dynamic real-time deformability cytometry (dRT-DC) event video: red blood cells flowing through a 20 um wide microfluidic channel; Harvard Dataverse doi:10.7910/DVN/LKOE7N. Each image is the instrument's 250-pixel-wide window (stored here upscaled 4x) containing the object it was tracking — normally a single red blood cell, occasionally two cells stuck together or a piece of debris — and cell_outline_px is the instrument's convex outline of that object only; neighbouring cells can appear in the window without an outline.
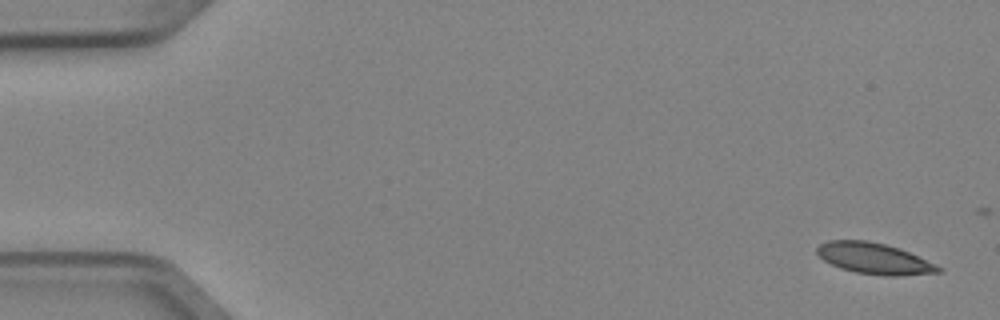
{"species": "Egyptian fruit bat (a non-hibernating species)", "species_latin": "Rousettus aegyptiacus", "temperature_condition": "cold", "stored_images_in_passage": 9, "camera_frame_rate_fps": 3000, "um_per_image_px": 0.085, "animal": {"sex": "female"}, "frame": {"image": 1, "passage_image": 1, "time_ms": 0.0, "image_size_px": [1000, 320], "cell_outline_px": [[944, 268], [940, 272], [900, 276], [884, 276], [856, 272], [840, 268], [824, 260], [816, 252], [816, 248], [820, 244], [828, 240], [868, 240], [884, 244], [908, 252], [936, 264]], "centroid_in_image_um": [74.3, 21.98], "position_along_channel_um": 10.7, "area_um2": 21.85}}
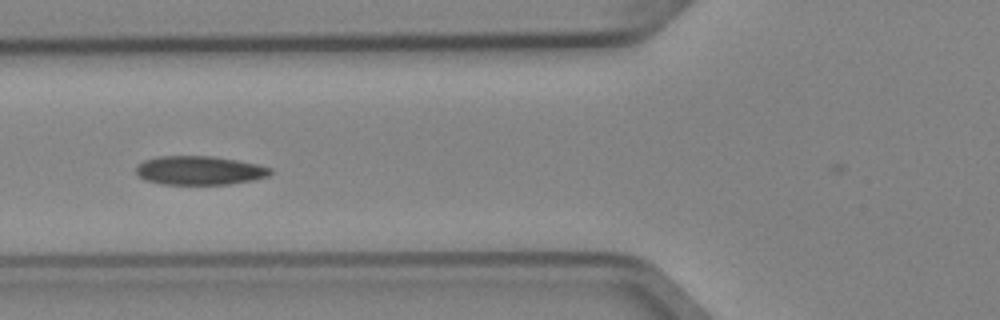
{"frame": {"image": 2, "passage_image": 6, "time_ms": 1.667, "image_size_px": [1000, 320], "cell_outline_px": [[272, 172], [268, 176], [252, 180], [228, 184], [164, 184], [144, 180], [136, 172], [136, 168], [144, 160], [160, 156], [212, 156], [236, 160], [256, 164], [272, 168]], "centroid_in_image_um": [16.96, 14.48], "position_along_channel_um": 108.8, "area_um2": 22.37}}
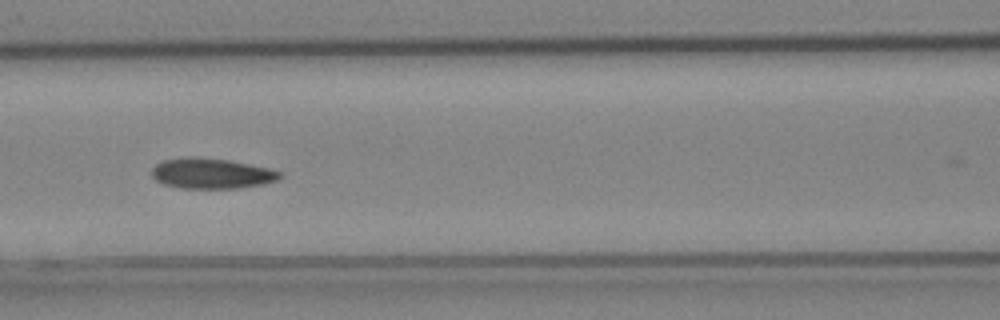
{"frame": {"image": 3, "passage_image": 7, "time_ms": 2.0, "image_size_px": [1000, 320], "cell_outline_px": [[284, 176], [280, 180], [264, 184], [240, 188], [180, 188], [164, 184], [156, 180], [152, 176], [152, 168], [156, 164], [164, 160], [192, 156], [196, 156], [228, 160], [268, 168], [280, 172]], "centroid_in_image_um": [18.0, 14.75], "position_along_channel_um": 148.6, "area_um2": 22.77}}